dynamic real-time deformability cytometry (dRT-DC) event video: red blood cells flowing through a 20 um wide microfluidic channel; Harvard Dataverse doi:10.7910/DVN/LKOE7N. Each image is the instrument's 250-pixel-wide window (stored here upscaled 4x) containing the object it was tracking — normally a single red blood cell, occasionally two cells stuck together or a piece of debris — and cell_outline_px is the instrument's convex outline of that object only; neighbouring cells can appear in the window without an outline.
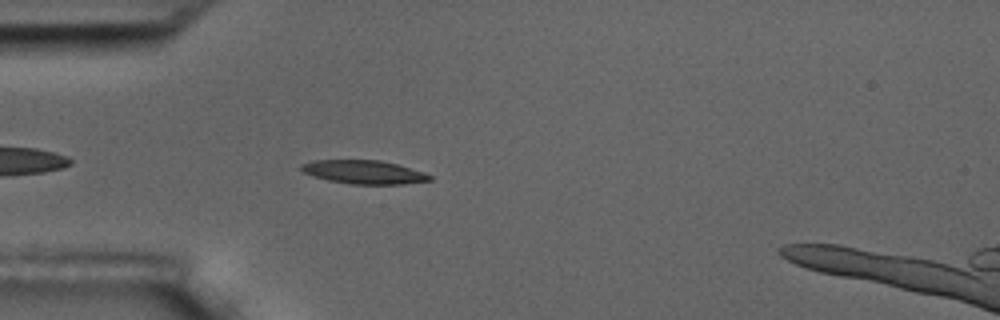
{"species": "common noctule bat (a hibernating species)", "species_latin": "Nyctalus noctula", "temperature_condition": "room temperature", "stored_images_in_passage": 43, "camera_frame_rate_fps": 3000, "um_per_image_px": 0.085, "animal": {"sex": "male", "body_mass_g": 17.5, "forearm_length_mm": 52.3}, "frame": {"image": 1, "passage_image": 4, "time_ms": 1.0, "image_size_px": [1000, 320], "cell_outline_px": [[432, 180], [404, 184], [352, 184], [328, 180], [312, 176], [304, 172], [300, 168], [300, 164], [312, 160], [380, 160], [396, 164], [424, 172], [432, 176]], "centroid_in_image_um": [30.91, 14.62], "position_along_channel_um": 54.1, "area_um2": 17.63}}
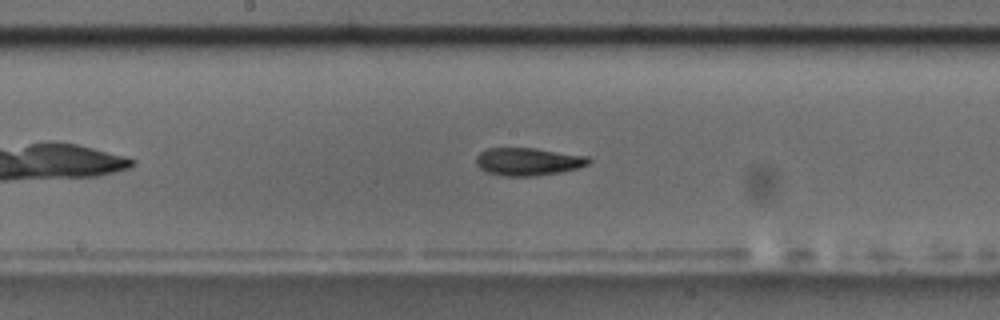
{"frame": {"image": 2, "passage_image": 17, "time_ms": 5.333, "image_size_px": [1000, 320], "cell_outline_px": [[592, 160], [588, 164], [580, 168], [560, 172], [536, 176], [504, 176], [488, 172], [480, 168], [476, 164], [476, 156], [480, 152], [488, 148], [536, 148], [588, 156]], "centroid_in_image_um": [44.91, 13.73], "position_along_channel_um": 203.3, "area_um2": 18.32}}
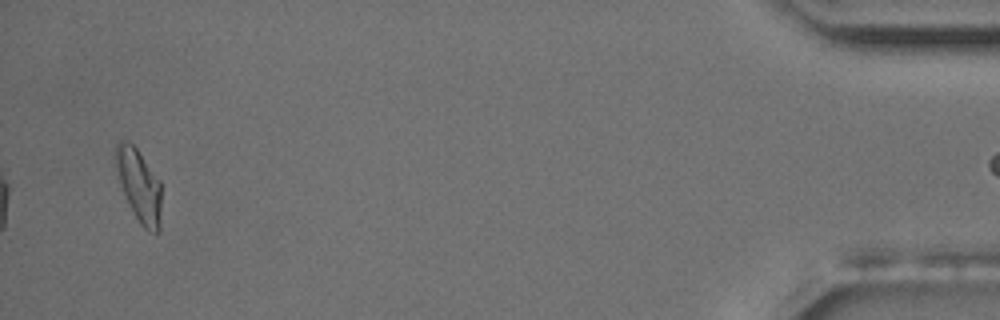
{"frame": {"image": 3, "passage_image": 42, "time_ms": 13.667, "image_size_px": [1000, 320], "cell_outline_px": [[160, 232], [148, 232], [140, 224], [120, 184], [116, 172], [112, 156], [116, 144], [120, 140], [124, 140], [132, 144], [136, 148], [160, 180]], "centroid_in_image_um": [11.79, 15.71], "position_along_channel_um": 423.4, "area_um2": 19.31}}